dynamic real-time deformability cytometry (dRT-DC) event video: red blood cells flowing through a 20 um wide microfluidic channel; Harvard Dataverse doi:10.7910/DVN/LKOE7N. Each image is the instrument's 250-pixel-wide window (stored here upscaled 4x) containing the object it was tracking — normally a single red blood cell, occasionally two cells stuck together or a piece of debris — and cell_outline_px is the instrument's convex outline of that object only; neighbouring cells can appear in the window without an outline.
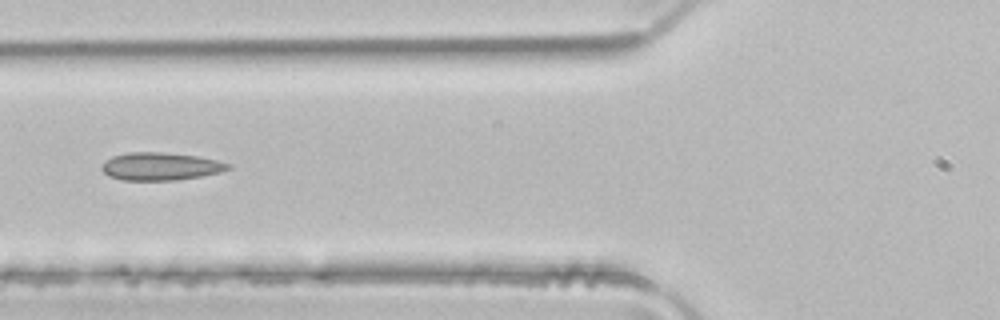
{"species": "common noctule bat (a hibernating species)", "species_latin": "Nyctalus noctula", "temperature_condition": "room temperature", "stored_images_in_passage": 4, "camera_frame_rate_fps": 3000, "um_per_image_px": 0.085, "animal": {"sex": "male", "body_mass_g": 21.5, "forearm_length_mm": 52.0}, "frame": {"image": 1, "passage_image": 4, "time_ms": 1.0, "image_size_px": [1000, 320], "cell_outline_px": [[232, 168], [220, 172], [200, 176], [176, 180], [120, 180], [108, 176], [100, 168], [104, 160], [112, 156], [128, 152], [160, 152], [196, 156], [216, 160], [232, 164]], "centroid_in_image_um": [13.61, 14.14], "position_along_channel_um": 112.2, "area_um2": 20.52}}